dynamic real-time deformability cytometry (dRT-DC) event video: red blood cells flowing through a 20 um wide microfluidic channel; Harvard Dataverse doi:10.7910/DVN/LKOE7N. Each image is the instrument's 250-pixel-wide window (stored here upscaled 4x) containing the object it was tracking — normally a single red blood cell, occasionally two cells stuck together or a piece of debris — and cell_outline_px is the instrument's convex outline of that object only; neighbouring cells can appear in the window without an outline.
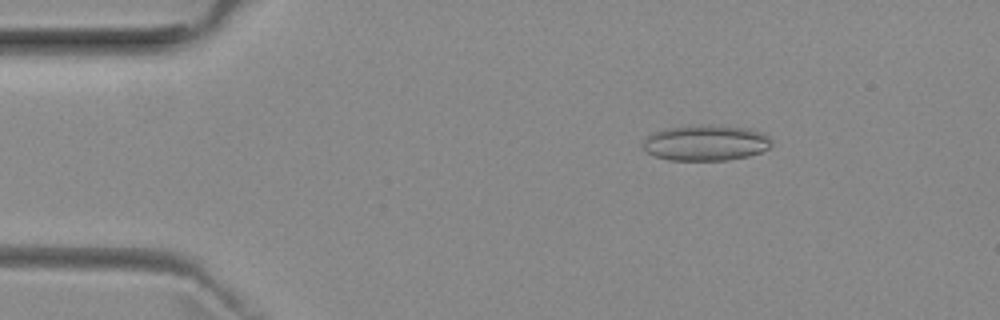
{"species": "common noctule bat (a hibernating species)", "species_latin": "Nyctalus noctula", "temperature_condition": "room temperature", "stored_images_in_passage": 52, "camera_frame_rate_fps": 3000, "um_per_image_px": 0.085, "animal": {"sex": "female", "body_mass_g": 29.2, "forearm_length_mm": 56.3}, "frame": {"image": 1, "passage_image": 8, "time_ms": 2.333, "image_size_px": [1000, 320], "cell_outline_px": [[772, 144], [768, 148], [760, 152], [748, 156], [728, 160], [668, 160], [656, 156], [648, 152], [644, 148], [644, 140], [652, 132], [664, 128], [692, 124], [712, 124], [748, 128], [764, 132], [772, 140]], "centroid_in_image_um": [60.01, 12.11], "position_along_channel_um": 25.0, "area_um2": 27.17}}
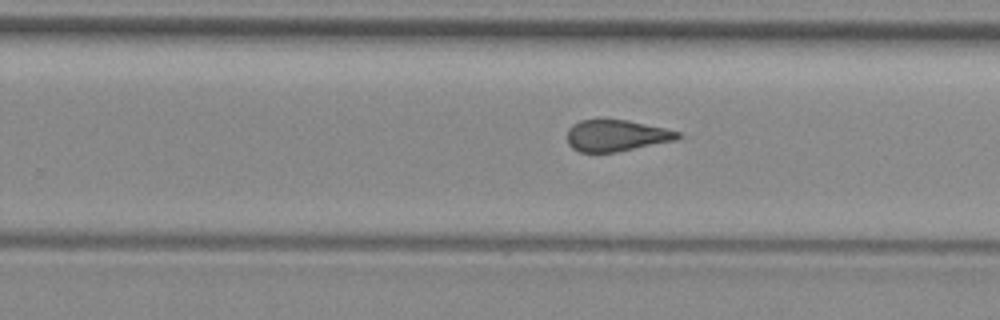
{"frame": {"image": 2, "passage_image": 32, "time_ms": 10.333, "image_size_px": [1000, 320], "cell_outline_px": [[680, 136], [676, 140], [616, 152], [580, 152], [572, 148], [568, 144], [568, 128], [572, 124], [580, 120], [628, 120], [664, 128], [680, 132]], "centroid_in_image_um": [52.36, 11.52], "position_along_channel_um": 277.4, "area_um2": 20.11}}
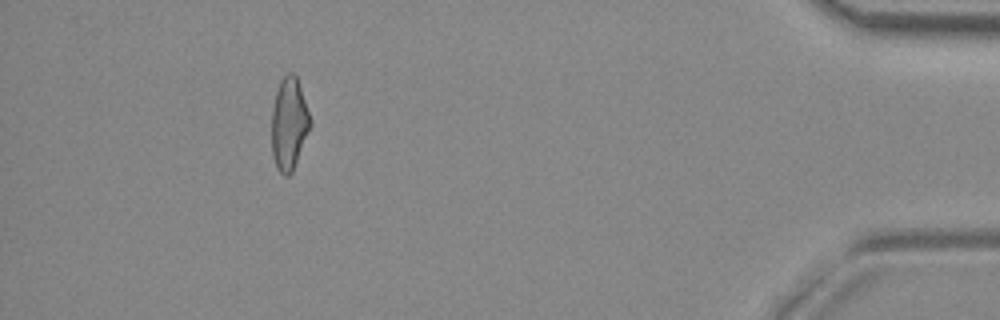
{"frame": {"image": 3, "passage_image": 47, "time_ms": 15.333, "image_size_px": [1000, 320], "cell_outline_px": [[312, 124], [292, 172], [288, 176], [284, 176], [276, 168], [272, 156], [272, 108], [276, 92], [280, 80], [288, 72], [292, 72], [296, 76], [312, 120]], "centroid_in_image_um": [24.57, 10.53], "position_along_channel_um": 410.6, "area_um2": 20.81}, "authors_computed_cell_mechanics": {"area_um2": 21.4727, "velocity_mm_per_s": 3.981, "shape_relaxation_time_tau1_ms": null, "shape_relaxation_time_tau2_ms": 1.3518, "deformation_change_tau1": null, "deformation_change_tau2": 0.0809}}